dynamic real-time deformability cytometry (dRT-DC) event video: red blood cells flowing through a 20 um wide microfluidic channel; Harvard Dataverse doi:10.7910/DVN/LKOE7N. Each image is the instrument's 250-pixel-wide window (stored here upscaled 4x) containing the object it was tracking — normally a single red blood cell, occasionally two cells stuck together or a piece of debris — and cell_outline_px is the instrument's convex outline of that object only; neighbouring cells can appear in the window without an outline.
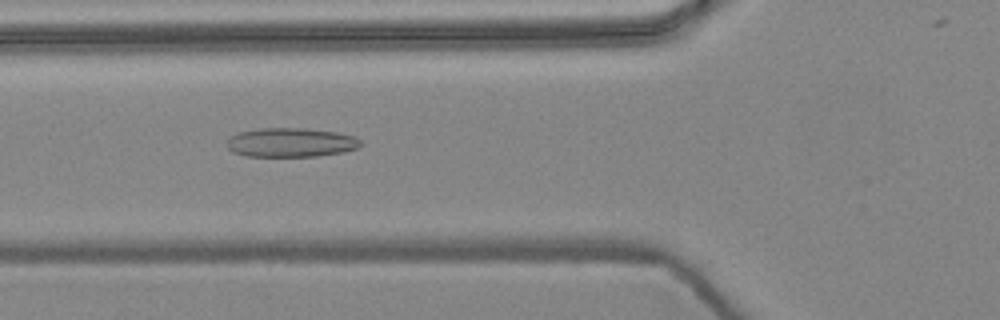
{"species": "common noctule bat (a hibernating species)", "species_latin": "Nyctalus noctula", "temperature_condition": "warm", "stored_images_in_passage": 9, "camera_frame_rate_fps": 3000, "um_per_image_px": 0.085, "animal": {"sex": "female", "body_mass_g": 24.6, "forearm_length_mm": 56.2}, "frame": {"image": 1, "passage_image": 4, "time_ms": 1.0, "image_size_px": [1000, 320], "cell_outline_px": [[360, 144], [356, 148], [344, 152], [316, 156], [248, 156], [232, 152], [228, 148], [228, 140], [236, 132], [260, 128], [304, 128], [336, 132], [356, 136], [360, 140]], "centroid_in_image_um": [24.72, 12.1], "position_along_channel_um": 101.1, "area_um2": 22.66}}
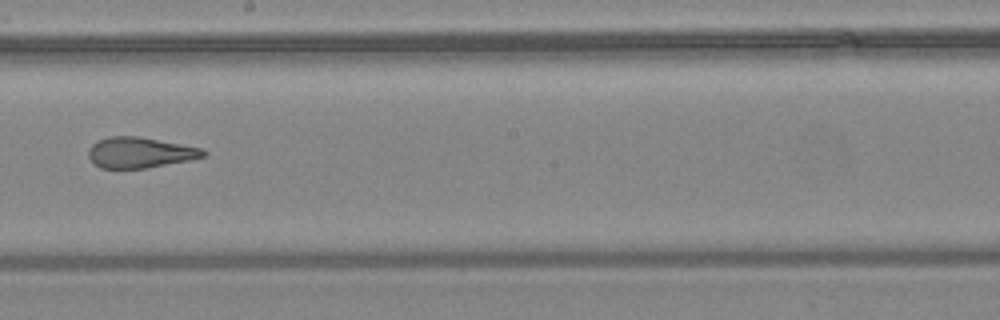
{"frame": {"image": 2, "passage_image": 7, "time_ms": 2.0, "image_size_px": [1000, 320], "cell_outline_px": [[208, 152], [204, 156], [188, 160], [148, 168], [100, 168], [92, 164], [88, 156], [88, 148], [92, 144], [108, 136], [140, 136], [200, 148]], "centroid_in_image_um": [11.84, 12.97], "position_along_channel_um": 236.4, "area_um2": 20.52}}
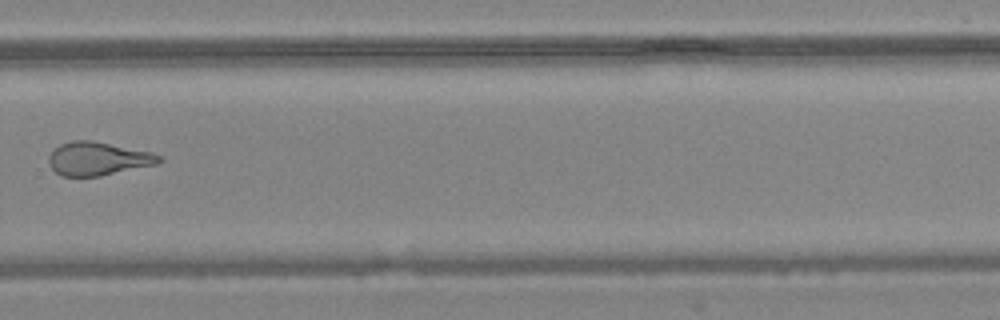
{"frame": {"image": 3, "passage_image": 9, "time_ms": 2.667, "image_size_px": [1000, 320], "cell_outline_px": [[160, 160], [156, 164], [100, 176], [60, 176], [48, 164], [48, 156], [60, 144], [72, 140], [92, 140], [152, 152], [160, 156]], "centroid_in_image_um": [8.28, 13.48], "position_along_channel_um": 321.5, "area_um2": 21.33}}